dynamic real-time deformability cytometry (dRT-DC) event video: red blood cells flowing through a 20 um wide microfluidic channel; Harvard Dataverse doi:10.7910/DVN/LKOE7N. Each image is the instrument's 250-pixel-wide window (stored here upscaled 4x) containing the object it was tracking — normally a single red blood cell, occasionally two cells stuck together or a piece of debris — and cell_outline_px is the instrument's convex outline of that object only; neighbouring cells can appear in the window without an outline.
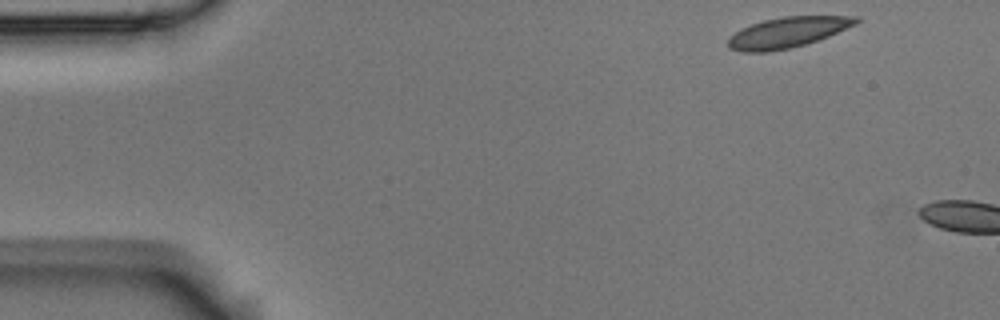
{"species": "Egyptian fruit bat (a non-hibernating species)", "species_latin": "Rousettus aegyptiacus", "temperature_condition": "room temperature", "stored_images_in_passage": 2, "camera_frame_rate_fps": 3000, "um_per_image_px": 0.085, "animal": {"sex": "male"}, "frame": {"image": 1, "passage_image": 1, "time_ms": 0.0, "image_size_px": [1000, 320], "cell_outline_px": [[860, 20], [856, 24], [828, 36], [804, 44], [788, 48], [768, 52], [740, 52], [728, 48], [728, 36], [740, 28], [764, 20], [784, 16], [860, 16]], "centroid_in_image_um": [66.89, 2.75], "position_along_channel_um": 18.1, "area_um2": 22.72}}